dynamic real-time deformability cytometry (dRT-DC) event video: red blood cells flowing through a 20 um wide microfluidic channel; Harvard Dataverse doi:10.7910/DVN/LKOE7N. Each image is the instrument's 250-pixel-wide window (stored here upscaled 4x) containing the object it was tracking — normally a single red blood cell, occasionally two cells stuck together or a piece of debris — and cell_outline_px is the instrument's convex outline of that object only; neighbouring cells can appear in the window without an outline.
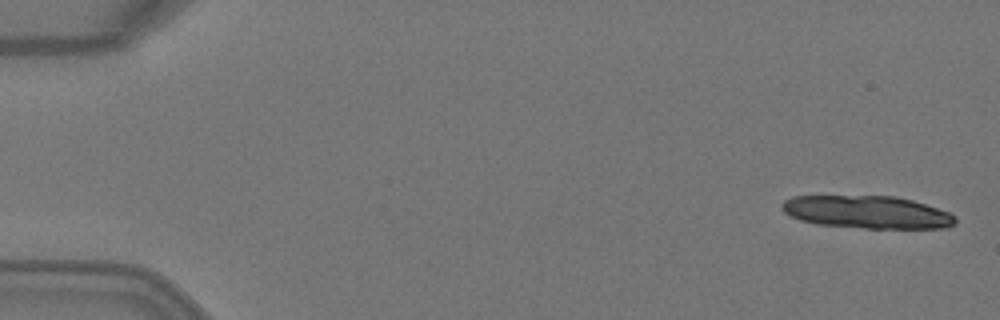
{"species": "Egyptian fruit bat (a non-hibernating species)", "species_latin": "Rousettus aegyptiacus", "temperature_condition": "warm", "stored_images_in_passage": 5, "camera_frame_rate_fps": 3000, "um_per_image_px": 0.085, "animal": {"sex": "female"}, "frame": {"image": 1, "passage_image": 1, "time_ms": 0.0, "image_size_px": [1000, 320], "cell_outline_px": [[956, 224], [948, 228], [864, 228], [816, 224], [800, 220], [788, 216], [780, 208], [780, 204], [784, 200], [792, 196], [896, 196], [912, 200], [948, 212], [956, 216]], "centroid_in_image_um": [73.67, 18.03], "position_along_channel_um": 11.3, "area_um2": 33.23}}